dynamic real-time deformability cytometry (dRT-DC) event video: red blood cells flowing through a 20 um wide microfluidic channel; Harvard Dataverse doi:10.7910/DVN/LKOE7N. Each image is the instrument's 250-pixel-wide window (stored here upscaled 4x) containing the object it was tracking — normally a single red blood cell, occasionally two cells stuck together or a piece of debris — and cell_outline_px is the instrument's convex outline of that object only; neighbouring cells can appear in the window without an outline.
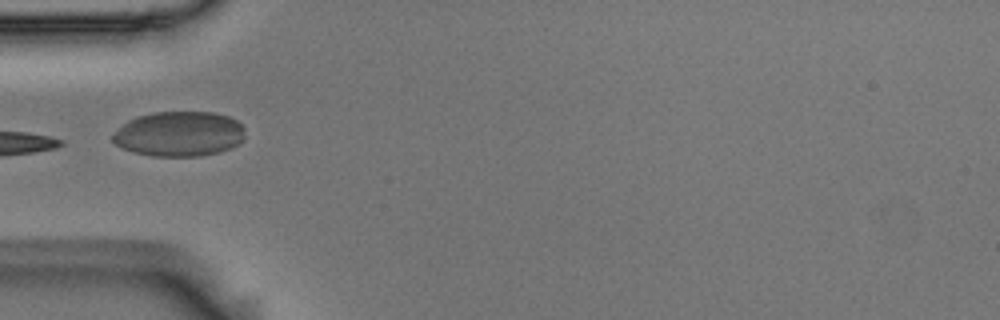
{"species": "Egyptian fruit bat (a non-hibernating species)", "species_latin": "Rousettus aegyptiacus", "temperature_condition": "room temperature", "stored_images_in_passage": 4, "camera_frame_rate_fps": 3000, "um_per_image_px": 0.085, "animal": {"sex": "male"}, "frame": {"image": 1, "passage_image": 2, "time_ms": 0.333, "image_size_px": [1000, 320], "cell_outline_px": [[244, 140], [232, 148], [220, 152], [200, 156], [152, 156], [132, 152], [116, 144], [112, 140], [112, 136], [128, 120], [136, 116], [152, 112], [212, 112], [228, 116], [236, 120], [244, 128]], "centroid_in_image_um": [15.26, 11.38], "position_along_channel_um": 69.7, "area_um2": 34.8}}
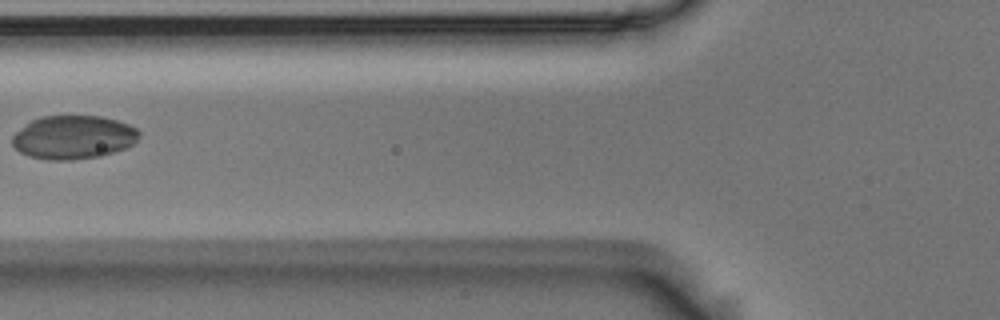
{"frame": {"image": 2, "passage_image": 3, "time_ms": 0.667, "image_size_px": [1000, 320], "cell_outline_px": [[140, 136], [132, 144], [124, 148], [100, 156], [72, 160], [48, 160], [28, 156], [20, 152], [12, 144], [12, 136], [16, 132], [32, 120], [40, 116], [100, 116], [116, 120], [128, 124], [136, 128], [140, 132]], "centroid_in_image_um": [6.22, 11.67], "position_along_channel_um": 119.6, "area_um2": 32.08}}
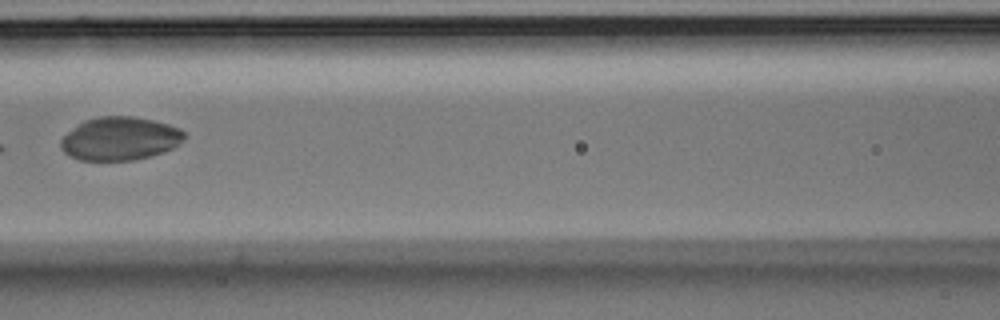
{"frame": {"image": 3, "passage_image": 4, "time_ms": 1.0, "image_size_px": [1000, 320], "cell_outline_px": [[184, 136], [172, 148], [164, 152], [152, 156], [136, 160], [80, 160], [64, 152], [60, 148], [60, 140], [68, 132], [84, 120], [100, 116], [132, 116], [152, 120], [168, 124], [180, 128], [184, 132]], "centroid_in_image_um": [10.17, 11.78], "position_along_channel_um": 156.4, "area_um2": 30.98}}